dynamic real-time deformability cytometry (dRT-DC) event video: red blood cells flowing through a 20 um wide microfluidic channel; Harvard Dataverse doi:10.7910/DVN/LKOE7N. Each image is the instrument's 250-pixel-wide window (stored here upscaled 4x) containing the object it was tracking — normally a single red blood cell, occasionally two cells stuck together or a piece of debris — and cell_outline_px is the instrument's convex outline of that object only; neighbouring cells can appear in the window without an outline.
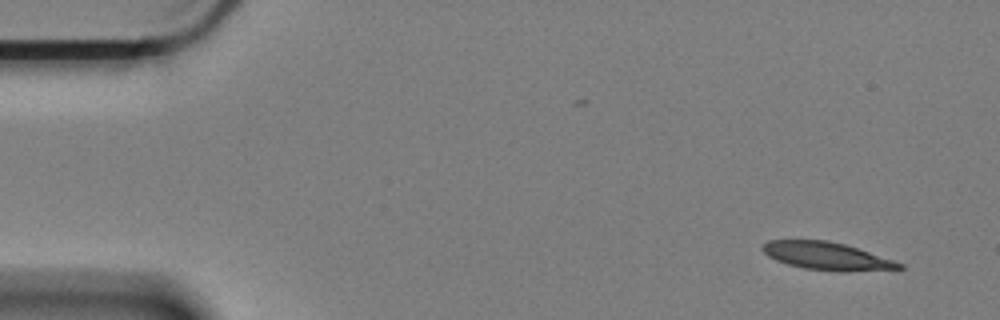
{"species": "Egyptian fruit bat (a non-hibernating species)", "species_latin": "Rousettus aegyptiacus", "temperature_condition": "cold", "stored_images_in_passage": 11, "camera_frame_rate_fps": 3000, "um_per_image_px": 0.085, "animal": {"sex": "female"}, "frame": {"image": 1, "passage_image": 1, "time_ms": 0.0, "image_size_px": [1000, 320], "cell_outline_px": [[904, 268], [844, 272], [836, 272], [804, 268], [788, 264], [776, 260], [768, 256], [760, 248], [768, 240], [828, 240], [844, 244], [904, 264]], "centroid_in_image_um": [70.24, 21.77], "position_along_channel_um": 14.8, "area_um2": 21.91}}